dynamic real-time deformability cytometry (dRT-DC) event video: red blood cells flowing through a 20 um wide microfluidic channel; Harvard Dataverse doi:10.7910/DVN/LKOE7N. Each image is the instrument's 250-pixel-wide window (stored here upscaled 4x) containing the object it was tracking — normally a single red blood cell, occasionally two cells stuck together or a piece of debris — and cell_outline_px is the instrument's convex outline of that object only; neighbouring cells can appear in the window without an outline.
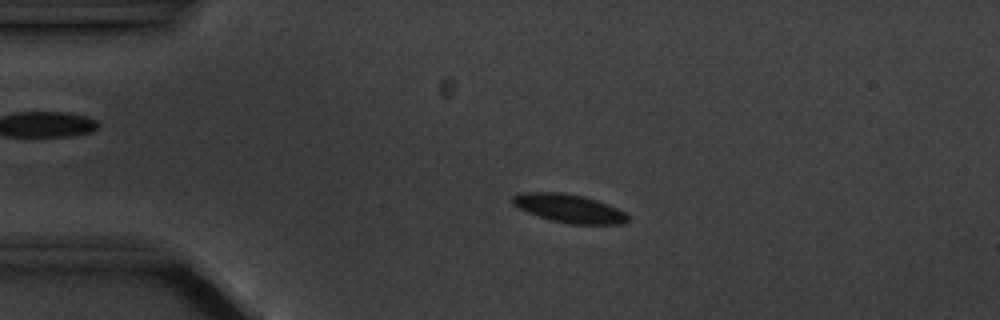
{"species": "common noctule bat (a hibernating species)", "species_latin": "Nyctalus noctula", "temperature_condition": "cold", "stored_images_in_passage": 14, "camera_frame_rate_fps": 3000, "um_per_image_px": 0.085, "animal": {"sex": "male", "body_mass_g": 20.1, "forearm_length_mm": 53.5}, "frame": {"image": 1, "passage_image": 3, "time_ms": 2.333, "image_size_px": [1000, 320], "cell_outline_px": [[628, 220], [624, 224], [568, 224], [552, 220], [528, 212], [512, 204], [512, 196], [520, 192], [564, 192], [584, 196], [608, 204], [624, 212], [628, 216]], "centroid_in_image_um": [48.37, 17.7], "position_along_channel_um": 36.6, "area_um2": 19.02}}
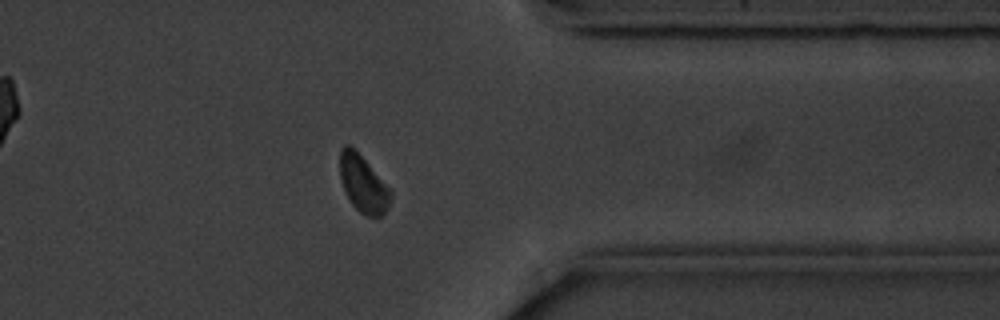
{"frame": {"image": 2, "passage_image": 12, "time_ms": 13.333, "image_size_px": [1000, 320], "cell_outline_px": [[392, 196], [388, 208], [380, 216], [368, 216], [360, 212], [352, 204], [344, 188], [340, 176], [340, 148], [344, 144], [348, 144], [364, 160], [392, 192]], "centroid_in_image_um": [30.86, 15.64], "position_along_channel_um": 380.5, "area_um2": 16.24}}
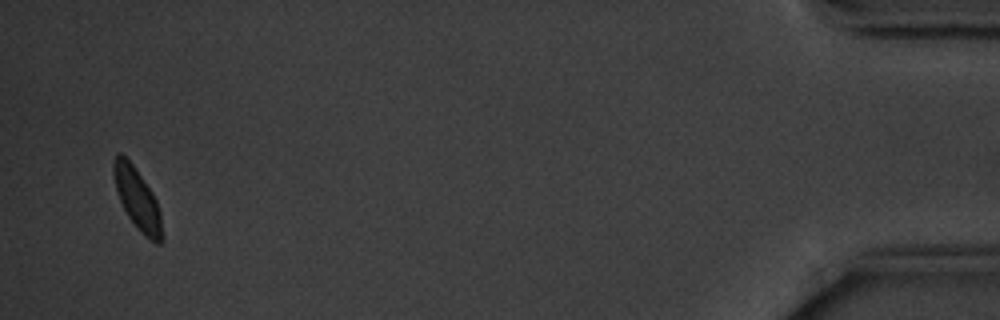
{"frame": {"image": 3, "passage_image": 14, "time_ms": 16.667, "image_size_px": [1000, 320], "cell_outline_px": [[164, 240], [160, 244], [156, 244], [144, 236], [136, 228], [128, 216], [120, 200], [116, 188], [112, 172], [112, 164], [116, 156], [120, 152], [132, 164], [152, 192], [156, 200], [160, 212], [164, 236]], "centroid_in_image_um": [11.7, 16.98], "position_along_channel_um": 423.5, "area_um2": 17.34}, "authors_computed_cell_mechanics": {"area_um2": 18.0625, "velocity_mm_per_s": 3.5188, "shape_relaxation_time_tau1_ms": 2.1131, "shape_relaxation_time_tau2_ms": null, "deformation_change_tau1": 0.066, "deformation_change_tau2": null}}